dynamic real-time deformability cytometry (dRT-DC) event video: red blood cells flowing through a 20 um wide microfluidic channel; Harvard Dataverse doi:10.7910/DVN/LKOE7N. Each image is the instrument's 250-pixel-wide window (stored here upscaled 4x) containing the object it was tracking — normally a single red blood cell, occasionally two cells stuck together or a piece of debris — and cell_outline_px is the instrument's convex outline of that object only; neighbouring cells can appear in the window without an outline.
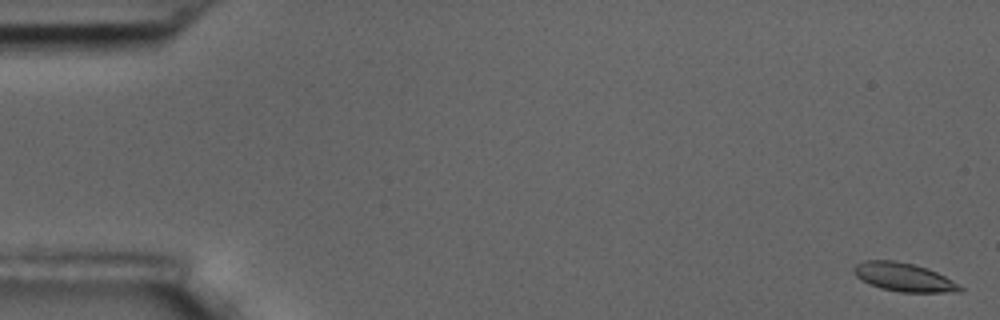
{"species": "common noctule bat (a hibernating species)", "species_latin": "Nyctalus noctula", "temperature_condition": "room temperature", "stored_images_in_passage": 58, "camera_frame_rate_fps": 3000, "um_per_image_px": 0.085, "animal": {"sex": "male", "body_mass_g": 17.5, "forearm_length_mm": 52.3}, "frame": {"image": 1, "passage_image": 2, "time_ms": 0.333, "image_size_px": [1000, 320], "cell_outline_px": [[964, 288], [960, 292], [900, 292], [880, 288], [868, 284], [860, 280], [852, 272], [852, 268], [856, 264], [864, 260], [896, 260], [928, 268], [952, 280]], "centroid_in_image_um": [76.77, 23.55], "position_along_channel_um": 8.2, "area_um2": 17.8}}
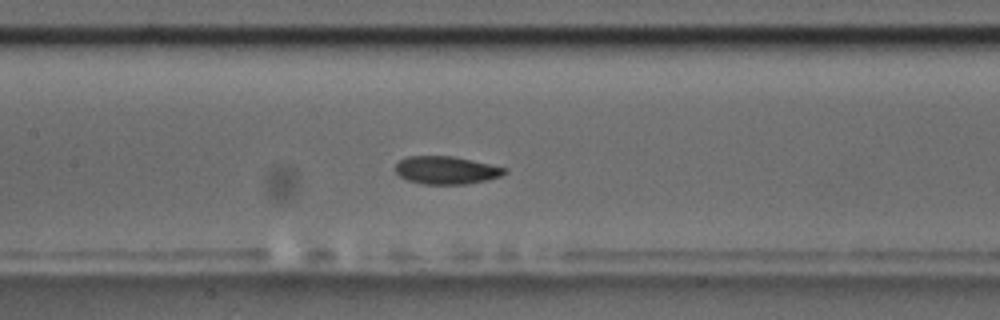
{"frame": {"image": 2, "passage_image": 28, "time_ms": 9.0, "image_size_px": [1000, 320], "cell_outline_px": [[508, 172], [500, 176], [488, 180], [464, 184], [424, 184], [408, 180], [400, 176], [396, 172], [396, 164], [400, 160], [408, 156], [452, 156], [472, 160], [508, 168]], "centroid_in_image_um": [37.96, 14.46], "position_along_channel_um": 169.4, "area_um2": 17.69}}
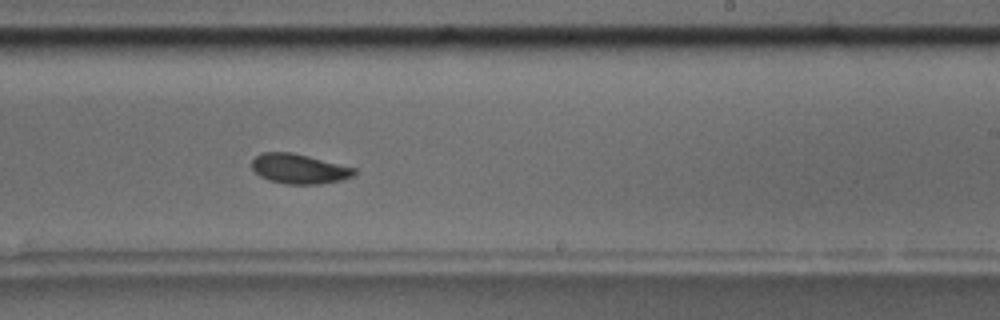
{"frame": {"image": 3, "passage_image": 36, "time_ms": 11.667, "image_size_px": [1000, 320], "cell_outline_px": [[356, 172], [352, 176], [344, 180], [320, 184], [284, 184], [268, 180], [260, 176], [252, 168], [252, 160], [260, 152], [292, 152], [356, 168]], "centroid_in_image_um": [25.42, 14.35], "position_along_channel_um": 263.6, "area_um2": 17.86}, "authors_computed_cell_mechanics": {"area_um2": 17.8024, "velocity_mm_per_s": 3.5461, "shape_relaxation_time_tau1_ms": 4.3452, "shape_relaxation_time_tau2_ms": null, "deformation_change_tau1": 0.1341, "deformation_change_tau2": null}}